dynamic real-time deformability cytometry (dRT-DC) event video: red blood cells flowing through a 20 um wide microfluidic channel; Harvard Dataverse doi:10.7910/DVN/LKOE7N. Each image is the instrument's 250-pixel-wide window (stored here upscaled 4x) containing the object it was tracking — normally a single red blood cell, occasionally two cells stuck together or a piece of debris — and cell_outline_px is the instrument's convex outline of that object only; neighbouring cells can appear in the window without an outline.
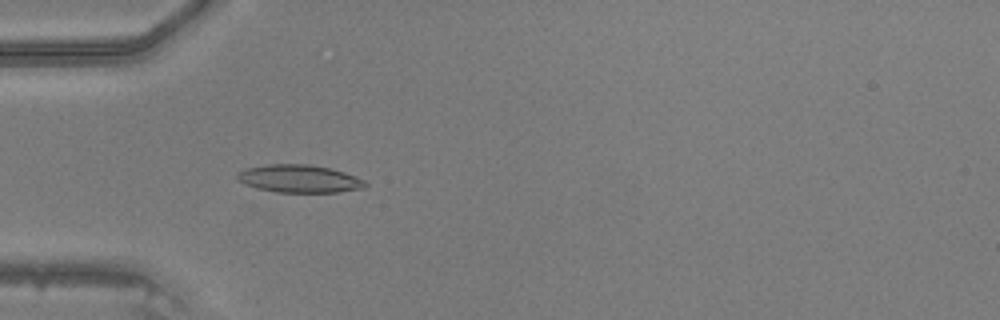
{"species": "common noctule bat (a hibernating species)", "species_latin": "Nyctalus noctula", "temperature_condition": "warm", "stored_images_in_passage": 47, "camera_frame_rate_fps": 3000, "um_per_image_px": 0.085, "animal": {"sex": "male", "body_mass_g": 20.5, "forearm_length_mm": 52.5}, "frame": {"image": 1, "passage_image": 15, "time_ms": 4.667, "image_size_px": [1000, 320], "cell_outline_px": [[368, 184], [364, 188], [336, 192], [276, 192], [260, 188], [236, 180], [236, 172], [244, 168], [268, 164], [308, 164], [328, 168], [344, 172], [364, 180]], "centroid_in_image_um": [25.41, 15.18], "position_along_channel_um": 59.6, "area_um2": 20.58}}
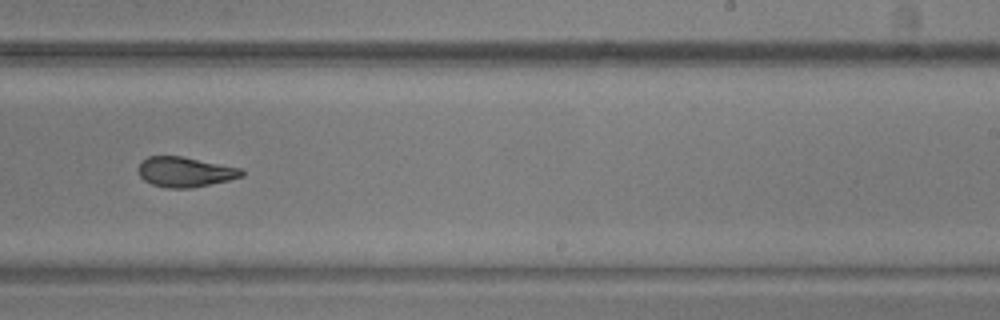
{"frame": {"image": 2, "passage_image": 30, "time_ms": 9.667, "image_size_px": [1000, 320], "cell_outline_px": [[244, 176], [228, 180], [192, 188], [168, 188], [152, 184], [144, 180], [140, 176], [136, 168], [148, 156], [184, 156], [240, 168], [244, 172]], "centroid_in_image_um": [15.72, 14.61], "position_along_channel_um": 273.3, "area_um2": 18.09}}
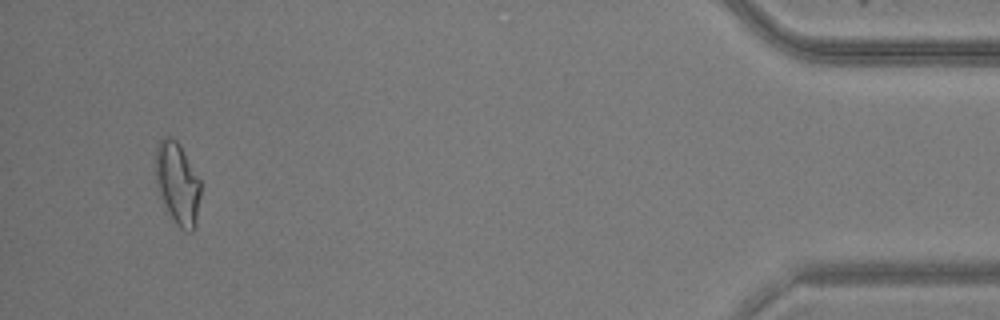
{"frame": {"image": 3, "passage_image": 45, "time_ms": 14.667, "image_size_px": [1000, 320], "cell_outline_px": [[200, 196], [196, 224], [192, 232], [188, 232], [180, 228], [176, 224], [164, 204], [156, 188], [156, 148], [160, 140], [164, 136], [168, 136], [176, 140], [180, 144], [200, 180]], "centroid_in_image_um": [15.09, 15.59], "position_along_channel_um": 420.1, "area_um2": 21.5}}